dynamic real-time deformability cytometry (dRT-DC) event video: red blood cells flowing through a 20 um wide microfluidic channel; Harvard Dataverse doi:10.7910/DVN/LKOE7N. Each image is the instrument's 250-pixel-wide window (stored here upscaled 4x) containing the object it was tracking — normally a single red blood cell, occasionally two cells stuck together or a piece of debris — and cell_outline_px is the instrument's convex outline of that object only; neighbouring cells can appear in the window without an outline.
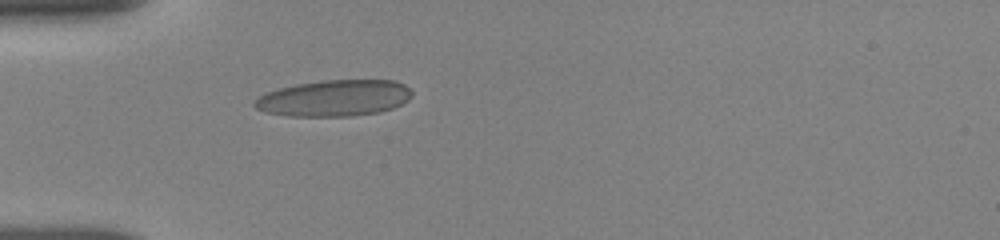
{"species": "human", "species_latin": "Homo sapiens", "temperature_condition": "room temperature", "stored_images_in_passage": 38, "camera_frame_rate_fps": 3000, "um_per_image_px": 0.085, "donor": {"sex": "female"}, "frame": {"image": 1, "passage_image": 1, "time_ms": 0.0, "image_size_px": [1000, 240], "cell_outline_px": [[412, 96], [408, 100], [392, 108], [380, 112], [352, 116], [288, 116], [268, 112], [256, 108], [252, 104], [264, 92], [296, 84], [324, 80], [396, 80], [404, 84], [412, 92]], "centroid_in_image_um": [28.43, 8.34], "position_along_channel_um": 56.6, "area_um2": 33.29}}
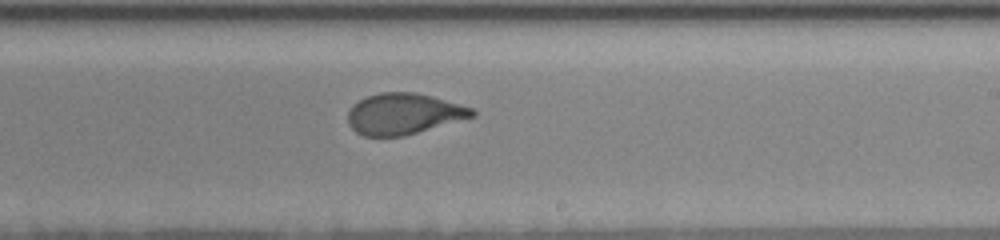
{"frame": {"image": 2, "passage_image": 16, "time_ms": 5.333, "image_size_px": [1000, 240], "cell_outline_px": [[476, 116], [404, 136], [364, 136], [356, 132], [348, 124], [348, 112], [352, 104], [368, 96], [380, 92], [416, 92], [432, 96], [472, 108], [476, 112]], "centroid_in_image_um": [34.3, 9.68], "position_along_channel_um": 254.7, "area_um2": 29.71}}
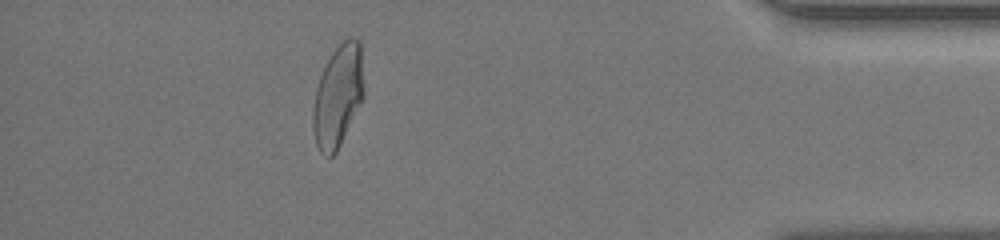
{"frame": {"image": 3, "passage_image": 34, "time_ms": 10.333, "image_size_px": [1000, 240], "cell_outline_px": [[364, 96], [336, 152], [332, 156], [328, 156], [320, 152], [316, 144], [312, 128], [312, 108], [316, 88], [320, 76], [332, 52], [348, 36], [360, 40], [364, 88]], "centroid_in_image_um": [28.72, 8.15], "position_along_channel_um": 406.5, "area_um2": 30.17}, "authors_computed_cell_mechanics": {"area_um2": 30.8652, "velocity_mm_per_s": 3.8507, "shape_relaxation_time_tau1_ms": 5.0913, "shape_relaxation_time_tau2_ms": 0.6865, "deformation_change_tau1": 0.1743, "deformation_change_tau2": 0.0533}}